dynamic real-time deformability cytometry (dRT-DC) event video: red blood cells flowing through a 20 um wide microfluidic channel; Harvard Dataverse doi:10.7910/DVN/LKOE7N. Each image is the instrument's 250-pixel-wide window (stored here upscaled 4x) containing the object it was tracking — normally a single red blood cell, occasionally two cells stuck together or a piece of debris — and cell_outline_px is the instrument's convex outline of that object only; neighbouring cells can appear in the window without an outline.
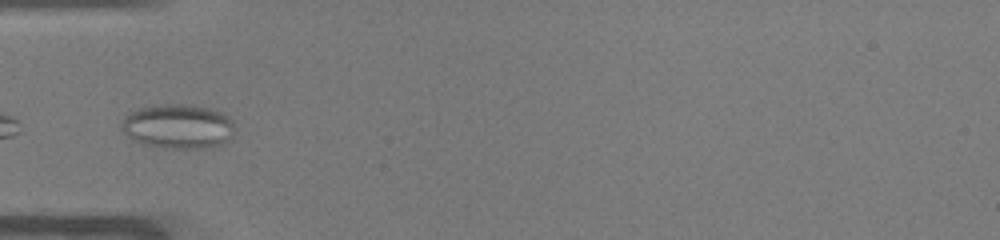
{"species": "common noctule bat (a hibernating species)", "species_latin": "Nyctalus noctula", "temperature_condition": "warm", "stored_images_in_passage": 14, "camera_frame_rate_fps": 3000, "um_per_image_px": 0.085, "animal": {"sex": "male", "body_mass_g": 19.0, "forearm_length_mm": 50.8}, "frame": {"image": 1, "passage_image": 1, "time_ms": 0.0, "image_size_px": [1000, 240], "cell_outline_px": [[232, 136], [228, 140], [220, 144], [208, 148], [168, 148], [144, 144], [128, 136], [120, 128], [120, 124], [124, 116], [128, 112], [140, 108], [164, 104], [184, 104], [208, 108], [224, 112], [232, 120]], "centroid_in_image_um": [15.12, 10.73], "position_along_channel_um": 69.9, "area_um2": 29.25}}